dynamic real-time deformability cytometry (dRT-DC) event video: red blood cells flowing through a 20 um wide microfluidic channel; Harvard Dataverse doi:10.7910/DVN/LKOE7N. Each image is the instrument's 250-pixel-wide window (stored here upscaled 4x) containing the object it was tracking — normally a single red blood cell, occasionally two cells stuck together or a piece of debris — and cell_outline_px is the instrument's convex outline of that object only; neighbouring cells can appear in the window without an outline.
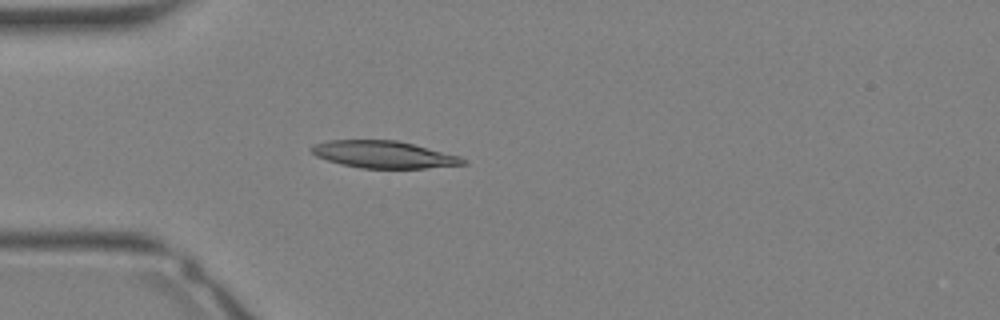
{"species": "Egyptian fruit bat (a non-hibernating species)", "species_latin": "Rousettus aegyptiacus", "temperature_condition": "warm", "stored_images_in_passage": 13, "camera_frame_rate_fps": 3000, "um_per_image_px": 0.085, "animal": {"sex": "female"}, "frame": {"image": 1, "passage_image": 6, "time_ms": 1.667, "image_size_px": [1000, 320], "cell_outline_px": [[468, 164], [424, 168], [360, 168], [340, 164], [316, 156], [308, 148], [312, 144], [328, 140], [396, 140], [460, 156], [468, 160]], "centroid_in_image_um": [32.59, 13.13], "position_along_channel_um": 52.4, "area_um2": 23.99}}
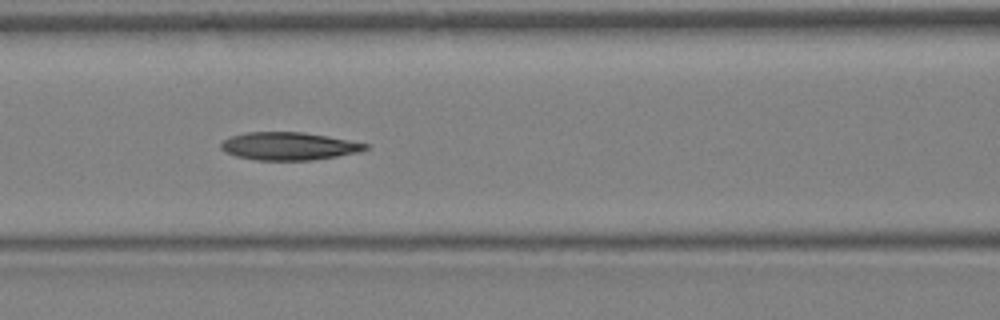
{"frame": {"image": 2, "passage_image": 11, "time_ms": 3.333, "image_size_px": [1000, 320], "cell_outline_px": [[368, 148], [360, 152], [312, 160], [256, 160], [236, 156], [224, 152], [220, 148], [220, 144], [224, 140], [232, 136], [248, 132], [304, 132], [328, 136], [368, 144]], "centroid_in_image_um": [24.53, 12.42], "position_along_channel_um": 142.1, "area_um2": 23.35}}
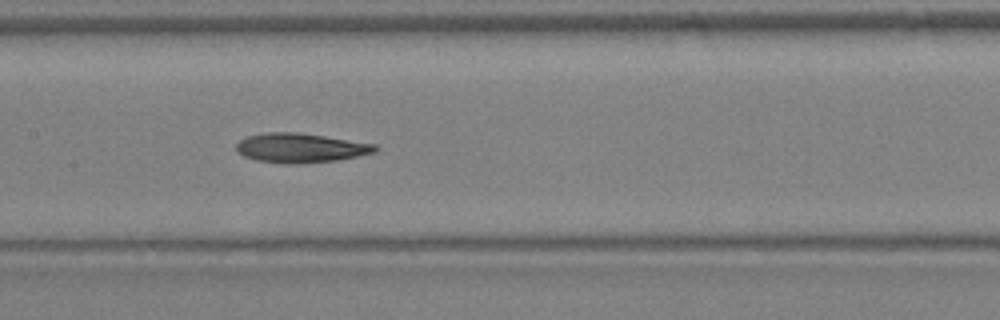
{"frame": {"image": 3, "passage_image": 13, "time_ms": 4.0, "image_size_px": [1000, 320], "cell_outline_px": [[380, 148], [376, 152], [336, 160], [296, 164], [284, 164], [256, 160], [244, 156], [236, 152], [236, 144], [240, 140], [248, 136], [264, 132], [296, 132], [324, 136], [376, 144]], "centroid_in_image_um": [25.53, 12.57], "position_along_channel_um": 181.9, "area_um2": 23.81}}